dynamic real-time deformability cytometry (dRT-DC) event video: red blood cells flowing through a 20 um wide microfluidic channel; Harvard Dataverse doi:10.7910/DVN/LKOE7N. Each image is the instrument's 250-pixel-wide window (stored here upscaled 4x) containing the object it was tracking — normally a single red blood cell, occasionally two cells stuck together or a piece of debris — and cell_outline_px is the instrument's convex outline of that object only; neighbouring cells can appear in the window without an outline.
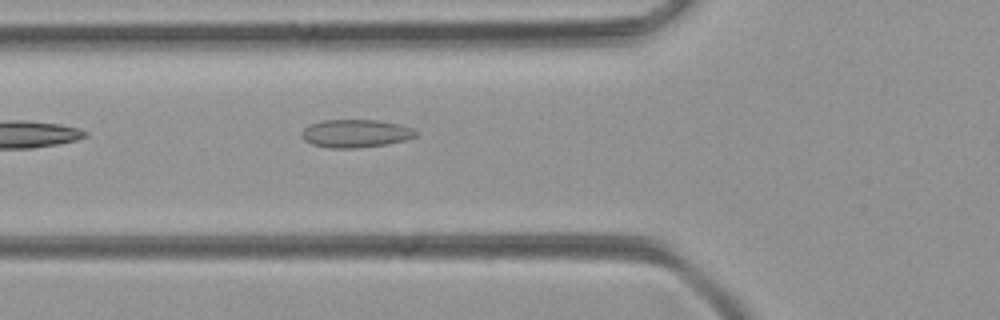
{"species": "common noctule bat (a hibernating species)", "species_latin": "Nyctalus noctula", "temperature_condition": "room temperature", "stored_images_in_passage": 7, "camera_frame_rate_fps": 3000, "um_per_image_px": 0.085, "animal": {"sex": "female", "body_mass_g": 21.9}, "frame": {"image": 1, "passage_image": 3, "time_ms": 0.667, "image_size_px": [1000, 320], "cell_outline_px": [[416, 136], [404, 140], [384, 144], [356, 148], [328, 148], [312, 144], [304, 140], [300, 136], [300, 132], [304, 128], [312, 124], [324, 120], [376, 120], [400, 124], [412, 128], [416, 132]], "centroid_in_image_um": [30.18, 11.34], "position_along_channel_um": 95.6, "area_um2": 18.5}}